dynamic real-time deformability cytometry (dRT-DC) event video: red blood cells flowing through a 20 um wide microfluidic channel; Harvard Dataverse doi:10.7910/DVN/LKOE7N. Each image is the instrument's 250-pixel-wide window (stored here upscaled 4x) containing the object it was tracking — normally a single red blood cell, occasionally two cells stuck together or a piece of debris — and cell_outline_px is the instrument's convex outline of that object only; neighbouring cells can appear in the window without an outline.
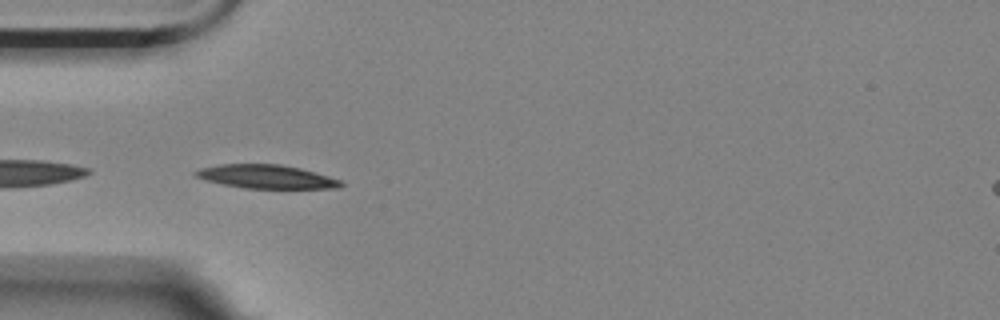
{"species": "Egyptian fruit bat (a non-hibernating species)", "species_latin": "Rousettus aegyptiacus", "temperature_condition": "room temperature", "stored_images_in_passage": 40, "camera_frame_rate_fps": 3000, "um_per_image_px": 0.085, "animal": {"sex": "female"}, "frame": {"image": 1, "passage_image": 1, "time_ms": 0.0, "image_size_px": [1000, 320], "cell_outline_px": [[344, 184], [340, 188], [244, 188], [224, 184], [208, 180], [196, 176], [192, 172], [200, 168], [220, 164], [280, 164], [300, 168], [328, 176], [340, 180]], "centroid_in_image_um": [22.65, 15.01], "position_along_channel_um": 62.4, "area_um2": 19.77}}
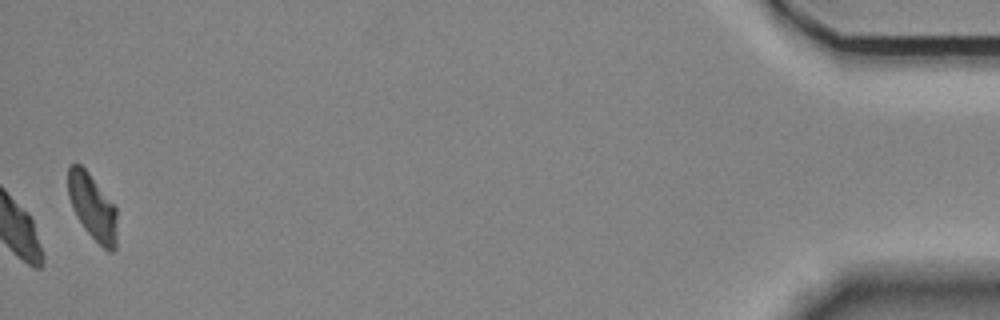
{"frame": {"image": 2, "passage_image": 40, "time_ms": 13.0, "image_size_px": [1000, 320], "cell_outline_px": [[116, 248], [112, 252], [108, 252], [84, 228], [76, 216], [72, 208], [68, 196], [68, 168], [72, 164], [80, 164], [88, 172], [116, 208]], "centroid_in_image_um": [7.85, 17.6], "position_along_channel_um": 427.4, "area_um2": 18.5}, "authors_computed_cell_mechanics": {"area_um2": 21.4149, "velocity_mm_per_s": 3.4779, "shape_relaxation_time_tau1_ms": 3.2418, "shape_relaxation_time_tau2_ms": 3.1145, "deformation_change_tau1": 0.1354, "deformation_change_tau2": 0.077}}